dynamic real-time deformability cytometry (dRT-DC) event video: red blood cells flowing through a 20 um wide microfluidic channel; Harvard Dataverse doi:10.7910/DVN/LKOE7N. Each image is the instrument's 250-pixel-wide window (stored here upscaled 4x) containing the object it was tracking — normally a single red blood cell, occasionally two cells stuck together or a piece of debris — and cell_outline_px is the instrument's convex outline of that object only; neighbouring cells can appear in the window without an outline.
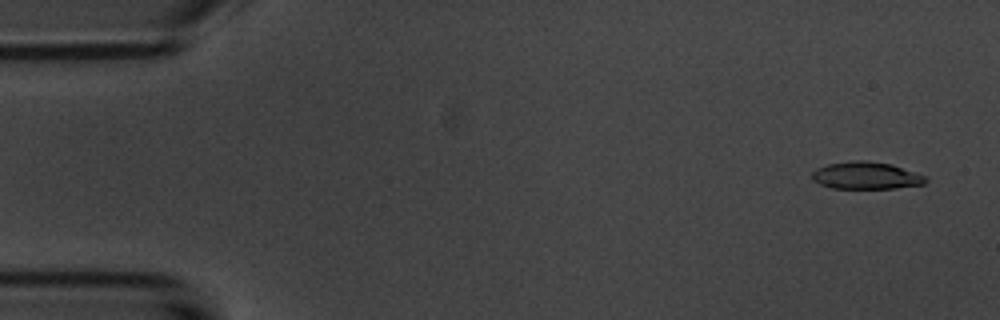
{"species": "common noctule bat (a hibernating species)", "species_latin": "Nyctalus noctula", "temperature_condition": "room temperature", "stored_images_in_passage": 13, "camera_frame_rate_fps": 3000, "um_per_image_px": 0.085, "animal": {"sex": "male", "body_mass_g": 20.1, "forearm_length_mm": 53.5}, "frame": {"image": 1, "passage_image": 3, "time_ms": 0.667, "image_size_px": [1000, 320], "cell_outline_px": [[928, 180], [924, 184], [896, 188], [832, 188], [820, 184], [812, 180], [812, 172], [816, 168], [828, 164], [848, 160], [868, 160], [892, 164], [924, 176]], "centroid_in_image_um": [73.58, 14.91], "position_along_channel_um": 11.4, "area_um2": 18.09}}